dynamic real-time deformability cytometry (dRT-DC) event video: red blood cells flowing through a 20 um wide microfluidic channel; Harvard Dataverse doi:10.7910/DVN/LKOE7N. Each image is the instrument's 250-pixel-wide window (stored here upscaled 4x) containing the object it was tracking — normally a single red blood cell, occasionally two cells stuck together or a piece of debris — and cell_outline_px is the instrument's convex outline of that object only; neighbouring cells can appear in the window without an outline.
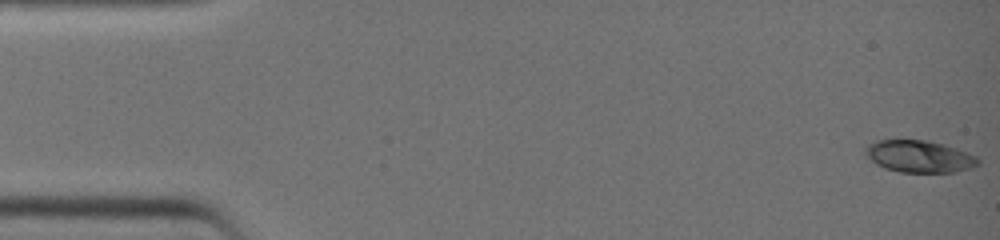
{"species": "common noctule bat (a hibernating species)", "species_latin": "Nyctalus noctula", "temperature_condition": "warm", "stored_images_in_passage": 25, "camera_frame_rate_fps": 3000, "um_per_image_px": 0.085, "animal": {"sex": "female", "body_mass_g": 19.0, "forearm_length_mm": 51.5}, "frame": {"image": 1, "passage_image": 1, "time_ms": 0.0, "image_size_px": [1000, 240], "cell_outline_px": [[980, 164], [956, 172], [900, 172], [884, 168], [876, 164], [864, 152], [864, 148], [868, 144], [876, 140], [928, 140], [944, 144], [956, 148], [976, 156], [980, 160]], "centroid_in_image_um": [78.13, 13.29], "position_along_channel_um": 6.9, "area_um2": 21.04}}
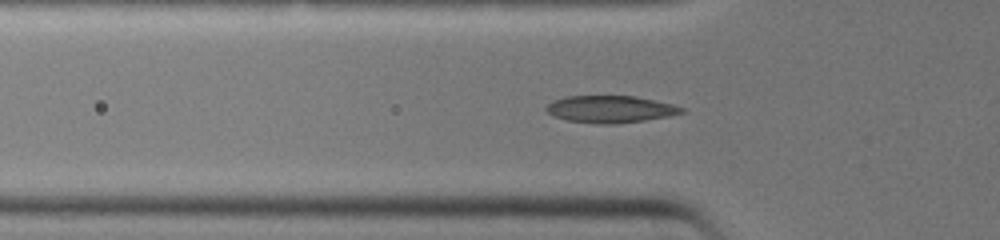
{"frame": {"image": 2, "passage_image": 14, "time_ms": 4.333, "image_size_px": [1000, 240], "cell_outline_px": [[684, 112], [668, 116], [644, 120], [616, 124], [596, 124], [568, 120], [556, 116], [548, 112], [544, 108], [552, 100], [568, 96], [636, 96], [672, 104], [684, 108]], "centroid_in_image_um": [51.87, 9.28], "position_along_channel_um": 73.9, "area_um2": 21.21}}
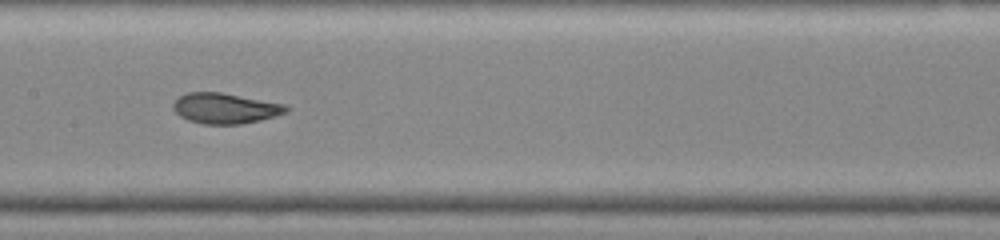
{"frame": {"image": 3, "passage_image": 21, "time_ms": 6.667, "image_size_px": [1000, 240], "cell_outline_px": [[288, 112], [260, 120], [240, 124], [204, 124], [188, 120], [180, 116], [172, 108], [172, 104], [180, 96], [188, 92], [220, 92], [284, 104], [288, 108]], "centroid_in_image_um": [19.11, 9.21], "position_along_channel_um": 188.3, "area_um2": 19.88}}